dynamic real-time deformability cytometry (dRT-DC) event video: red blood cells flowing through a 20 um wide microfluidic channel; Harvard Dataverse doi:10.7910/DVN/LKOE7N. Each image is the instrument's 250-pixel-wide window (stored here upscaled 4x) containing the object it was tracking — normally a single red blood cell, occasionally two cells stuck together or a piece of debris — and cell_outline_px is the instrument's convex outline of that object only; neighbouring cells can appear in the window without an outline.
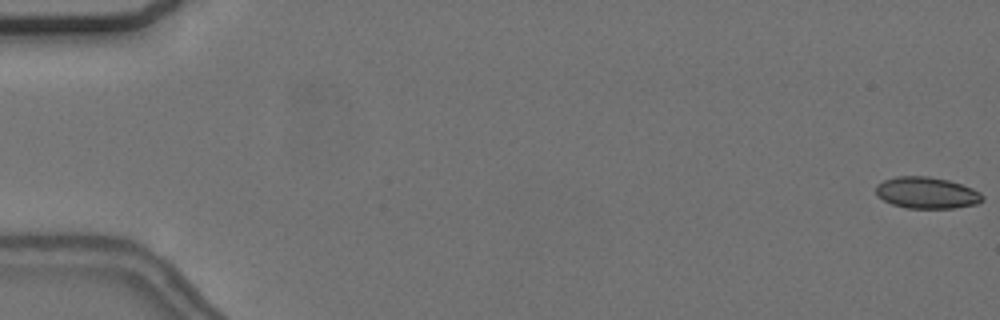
{"species": "common noctule bat (a hibernating species)", "species_latin": "Nyctalus noctula", "temperature_condition": "cold", "stored_images_in_passage": 57, "camera_frame_rate_fps": 3000, "um_per_image_px": 0.085, "animal": {"sex": "female", "body_mass_g": 24.6, "forearm_length_mm": 56.2}, "frame": {"image": 1, "passage_image": 1, "time_ms": 0.0, "image_size_px": [1000, 320], "cell_outline_px": [[984, 200], [976, 204], [956, 208], [908, 208], [892, 204], [876, 196], [876, 184], [884, 180], [896, 176], [928, 176], [948, 180], [972, 188], [980, 192], [984, 196]], "centroid_in_image_um": [78.77, 16.39], "position_along_channel_um": 6.2, "area_um2": 19.65}}
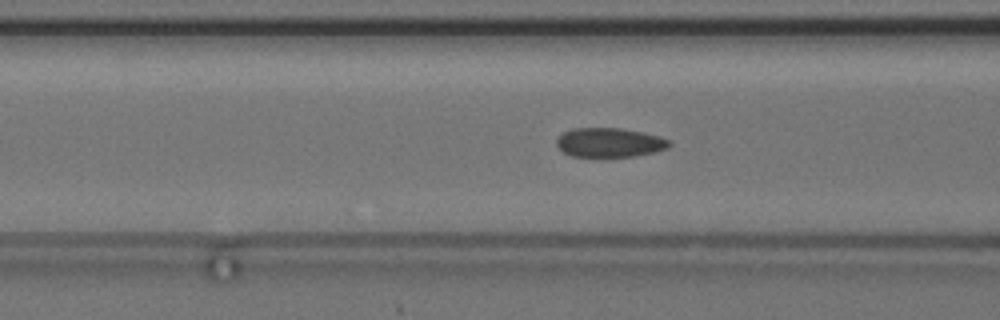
{"frame": {"image": 2, "passage_image": 23, "time_ms": 7.333, "image_size_px": [1000, 320], "cell_outline_px": [[672, 144], [668, 148], [656, 152], [632, 156], [572, 156], [564, 152], [556, 144], [556, 140], [564, 132], [572, 128], [620, 128], [644, 132], [660, 136], [668, 140]], "centroid_in_image_um": [51.84, 12.1], "position_along_channel_um": 114.8, "area_um2": 19.13}}
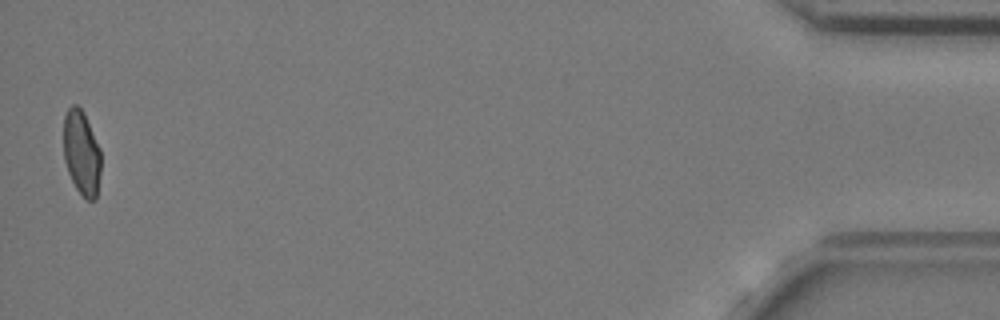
{"frame": {"image": 3, "passage_image": 56, "time_ms": 18.333, "image_size_px": [1000, 320], "cell_outline_px": [[100, 172], [96, 200], [84, 200], [76, 188], [68, 172], [64, 160], [64, 116], [68, 108], [72, 104], [76, 104], [84, 112], [100, 148]], "centroid_in_image_um": [6.93, 13.0], "position_along_channel_um": 428.3, "area_um2": 18.55}, "authors_computed_cell_mechanics": {"area_um2": 19.5942, "velocity_mm_per_s": 3.6957, "shape_relaxation_time_tau1_ms": null, "shape_relaxation_time_tau2_ms": 1.5831, "deformation_change_tau1": null, "deformation_change_tau2": 0.0618}}